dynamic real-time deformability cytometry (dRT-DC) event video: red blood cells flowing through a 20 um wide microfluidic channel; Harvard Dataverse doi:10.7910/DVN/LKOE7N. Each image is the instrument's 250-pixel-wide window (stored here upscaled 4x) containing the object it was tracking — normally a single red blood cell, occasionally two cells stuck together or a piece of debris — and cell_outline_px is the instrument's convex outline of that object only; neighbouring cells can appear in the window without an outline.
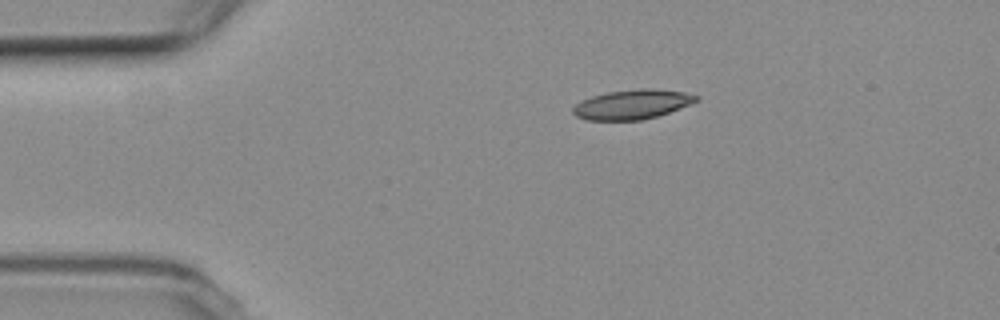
{"species": "common noctule bat (a hibernating species)", "species_latin": "Nyctalus noctula", "temperature_condition": "room temperature", "stored_images_in_passage": 46, "camera_frame_rate_fps": 3000, "um_per_image_px": 0.085, "animal": {"sex": "female", "body_mass_g": 19.3, "forearm_length_mm": 54.1}, "frame": {"image": 1, "passage_image": 1, "time_ms": 0.0, "image_size_px": [1000, 320], "cell_outline_px": [[700, 96], [696, 100], [688, 104], [668, 112], [656, 116], [640, 120], [588, 120], [576, 116], [572, 112], [572, 108], [576, 104], [592, 96], [608, 92], [640, 88], [648, 88], [684, 92]], "centroid_in_image_um": [53.7, 8.87], "position_along_channel_um": 31.3, "area_um2": 20.81}}
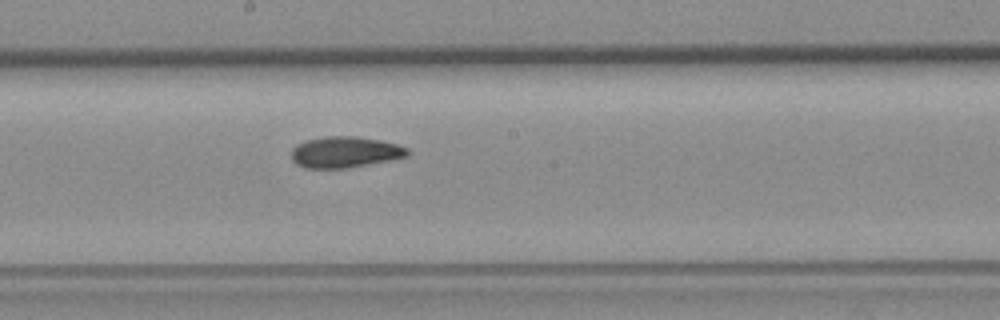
{"frame": {"image": 2, "passage_image": 20, "time_ms": 6.333, "image_size_px": [1000, 320], "cell_outline_px": [[408, 156], [348, 168], [304, 168], [296, 164], [292, 160], [292, 148], [296, 144], [304, 140], [328, 136], [356, 136], [380, 140], [396, 144], [408, 148]], "centroid_in_image_um": [29.28, 12.92], "position_along_channel_um": 218.9, "area_um2": 21.04}}
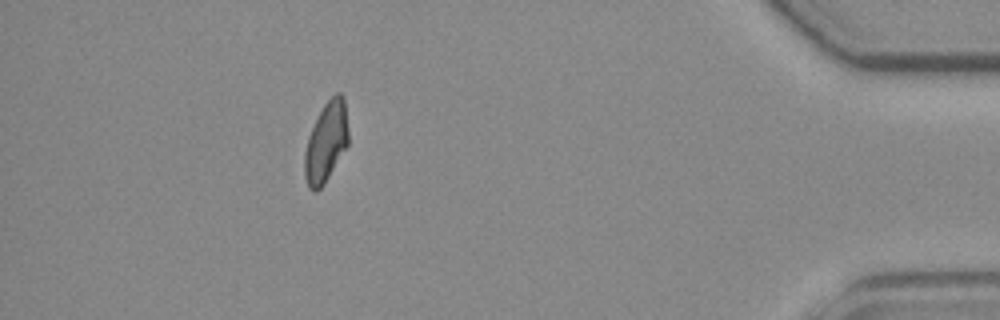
{"frame": {"image": 3, "passage_image": 40, "time_ms": 13.0, "image_size_px": [1000, 320], "cell_outline_px": [[348, 144], [324, 184], [316, 192], [312, 192], [308, 188], [304, 176], [304, 152], [308, 136], [324, 104], [336, 92], [340, 92], [344, 96], [348, 132]], "centroid_in_image_um": [27.7, 12.1], "position_along_channel_um": 407.5, "area_um2": 20.4}, "authors_computed_cell_mechanics": {"area_um2": 20.6924, "velocity_mm_per_s": 3.6968, "shape_relaxation_time_tau1_ms": 7.4035, "shape_relaxation_time_tau2_ms": 5.056, "deformation_change_tau1": 0.1691, "deformation_change_tau2": 0.1024}}